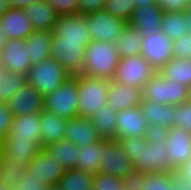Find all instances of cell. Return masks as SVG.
Wrapping results in <instances>:
<instances>
[{"mask_svg":"<svg viewBox=\"0 0 191 190\" xmlns=\"http://www.w3.org/2000/svg\"><path fill=\"white\" fill-rule=\"evenodd\" d=\"M120 59L115 43L91 41L85 49L82 74L112 80Z\"/></svg>","mask_w":191,"mask_h":190,"instance_id":"1","label":"cell"},{"mask_svg":"<svg viewBox=\"0 0 191 190\" xmlns=\"http://www.w3.org/2000/svg\"><path fill=\"white\" fill-rule=\"evenodd\" d=\"M78 80L79 116L91 119L106 106L107 94L111 80L87 76L74 75Z\"/></svg>","mask_w":191,"mask_h":190,"instance_id":"2","label":"cell"},{"mask_svg":"<svg viewBox=\"0 0 191 190\" xmlns=\"http://www.w3.org/2000/svg\"><path fill=\"white\" fill-rule=\"evenodd\" d=\"M70 77L71 74L63 65L53 58H48L30 67L27 82L45 97L58 89Z\"/></svg>","mask_w":191,"mask_h":190,"instance_id":"3","label":"cell"},{"mask_svg":"<svg viewBox=\"0 0 191 190\" xmlns=\"http://www.w3.org/2000/svg\"><path fill=\"white\" fill-rule=\"evenodd\" d=\"M44 110L70 119L79 116L78 80L71 76L63 85L44 97Z\"/></svg>","mask_w":191,"mask_h":190,"instance_id":"4","label":"cell"},{"mask_svg":"<svg viewBox=\"0 0 191 190\" xmlns=\"http://www.w3.org/2000/svg\"><path fill=\"white\" fill-rule=\"evenodd\" d=\"M166 141H147L140 136L139 159L132 162L135 170L149 173L170 172L169 156L166 150Z\"/></svg>","mask_w":191,"mask_h":190,"instance_id":"5","label":"cell"},{"mask_svg":"<svg viewBox=\"0 0 191 190\" xmlns=\"http://www.w3.org/2000/svg\"><path fill=\"white\" fill-rule=\"evenodd\" d=\"M157 71L141 56L121 58L112 80L142 89Z\"/></svg>","mask_w":191,"mask_h":190,"instance_id":"6","label":"cell"},{"mask_svg":"<svg viewBox=\"0 0 191 190\" xmlns=\"http://www.w3.org/2000/svg\"><path fill=\"white\" fill-rule=\"evenodd\" d=\"M90 42L56 40L51 43V58L71 74V76L82 74L84 69V54Z\"/></svg>","mask_w":191,"mask_h":190,"instance_id":"7","label":"cell"},{"mask_svg":"<svg viewBox=\"0 0 191 190\" xmlns=\"http://www.w3.org/2000/svg\"><path fill=\"white\" fill-rule=\"evenodd\" d=\"M91 41L116 43L127 22L115 18L104 9L85 14Z\"/></svg>","mask_w":191,"mask_h":190,"instance_id":"8","label":"cell"},{"mask_svg":"<svg viewBox=\"0 0 191 190\" xmlns=\"http://www.w3.org/2000/svg\"><path fill=\"white\" fill-rule=\"evenodd\" d=\"M173 41L160 31L142 38L141 56L156 70L160 71L173 57Z\"/></svg>","mask_w":191,"mask_h":190,"instance_id":"9","label":"cell"},{"mask_svg":"<svg viewBox=\"0 0 191 190\" xmlns=\"http://www.w3.org/2000/svg\"><path fill=\"white\" fill-rule=\"evenodd\" d=\"M102 153V163L98 167V172L125 179L135 170L129 156L123 151L117 140H108L102 148Z\"/></svg>","mask_w":191,"mask_h":190,"instance_id":"10","label":"cell"},{"mask_svg":"<svg viewBox=\"0 0 191 190\" xmlns=\"http://www.w3.org/2000/svg\"><path fill=\"white\" fill-rule=\"evenodd\" d=\"M52 33L56 40L91 42L86 16L80 12L59 16Z\"/></svg>","mask_w":191,"mask_h":190,"instance_id":"11","label":"cell"},{"mask_svg":"<svg viewBox=\"0 0 191 190\" xmlns=\"http://www.w3.org/2000/svg\"><path fill=\"white\" fill-rule=\"evenodd\" d=\"M44 96L26 82L22 88L6 102L13 116H26L41 113L44 110Z\"/></svg>","mask_w":191,"mask_h":190,"instance_id":"12","label":"cell"},{"mask_svg":"<svg viewBox=\"0 0 191 190\" xmlns=\"http://www.w3.org/2000/svg\"><path fill=\"white\" fill-rule=\"evenodd\" d=\"M25 40L7 39L0 51V61L5 71L27 75L31 67Z\"/></svg>","mask_w":191,"mask_h":190,"instance_id":"13","label":"cell"},{"mask_svg":"<svg viewBox=\"0 0 191 190\" xmlns=\"http://www.w3.org/2000/svg\"><path fill=\"white\" fill-rule=\"evenodd\" d=\"M42 149L35 140H12L7 136L0 141L1 157L6 161L21 162L26 167Z\"/></svg>","mask_w":191,"mask_h":190,"instance_id":"14","label":"cell"},{"mask_svg":"<svg viewBox=\"0 0 191 190\" xmlns=\"http://www.w3.org/2000/svg\"><path fill=\"white\" fill-rule=\"evenodd\" d=\"M116 140L119 138L145 137L148 124L140 107L119 111L116 117Z\"/></svg>","mask_w":191,"mask_h":190,"instance_id":"15","label":"cell"},{"mask_svg":"<svg viewBox=\"0 0 191 190\" xmlns=\"http://www.w3.org/2000/svg\"><path fill=\"white\" fill-rule=\"evenodd\" d=\"M165 145L172 169L179 168L191 157V134L182 128H170Z\"/></svg>","mask_w":191,"mask_h":190,"instance_id":"16","label":"cell"},{"mask_svg":"<svg viewBox=\"0 0 191 190\" xmlns=\"http://www.w3.org/2000/svg\"><path fill=\"white\" fill-rule=\"evenodd\" d=\"M0 26L7 39L26 40L35 30L23 9L10 8L1 18Z\"/></svg>","mask_w":191,"mask_h":190,"instance_id":"17","label":"cell"},{"mask_svg":"<svg viewBox=\"0 0 191 190\" xmlns=\"http://www.w3.org/2000/svg\"><path fill=\"white\" fill-rule=\"evenodd\" d=\"M163 14L158 5L139 7L135 9L129 24L138 29L142 38H145L162 31Z\"/></svg>","mask_w":191,"mask_h":190,"instance_id":"18","label":"cell"},{"mask_svg":"<svg viewBox=\"0 0 191 190\" xmlns=\"http://www.w3.org/2000/svg\"><path fill=\"white\" fill-rule=\"evenodd\" d=\"M107 101V104L117 112L134 108L142 101V89L111 80Z\"/></svg>","mask_w":191,"mask_h":190,"instance_id":"19","label":"cell"},{"mask_svg":"<svg viewBox=\"0 0 191 190\" xmlns=\"http://www.w3.org/2000/svg\"><path fill=\"white\" fill-rule=\"evenodd\" d=\"M65 139L70 140L78 147H84L102 140L94 128L92 121L82 116L68 119Z\"/></svg>","mask_w":191,"mask_h":190,"instance_id":"20","label":"cell"},{"mask_svg":"<svg viewBox=\"0 0 191 190\" xmlns=\"http://www.w3.org/2000/svg\"><path fill=\"white\" fill-rule=\"evenodd\" d=\"M27 169L43 179L48 186L59 184L66 172V169L60 166L54 157H49L43 150L29 162Z\"/></svg>","mask_w":191,"mask_h":190,"instance_id":"21","label":"cell"},{"mask_svg":"<svg viewBox=\"0 0 191 190\" xmlns=\"http://www.w3.org/2000/svg\"><path fill=\"white\" fill-rule=\"evenodd\" d=\"M41 113L14 116L8 136L12 140H35L41 146Z\"/></svg>","mask_w":191,"mask_h":190,"instance_id":"22","label":"cell"},{"mask_svg":"<svg viewBox=\"0 0 191 190\" xmlns=\"http://www.w3.org/2000/svg\"><path fill=\"white\" fill-rule=\"evenodd\" d=\"M54 38L52 31L34 30L25 40L28 48V59L32 65L51 58V43Z\"/></svg>","mask_w":191,"mask_h":190,"instance_id":"23","label":"cell"},{"mask_svg":"<svg viewBox=\"0 0 191 190\" xmlns=\"http://www.w3.org/2000/svg\"><path fill=\"white\" fill-rule=\"evenodd\" d=\"M68 119L54 113L43 110L41 112V147L50 143L65 139V131Z\"/></svg>","mask_w":191,"mask_h":190,"instance_id":"24","label":"cell"},{"mask_svg":"<svg viewBox=\"0 0 191 190\" xmlns=\"http://www.w3.org/2000/svg\"><path fill=\"white\" fill-rule=\"evenodd\" d=\"M30 18L33 28L39 31H52L59 15L45 0L30 4L24 9Z\"/></svg>","mask_w":191,"mask_h":190,"instance_id":"25","label":"cell"},{"mask_svg":"<svg viewBox=\"0 0 191 190\" xmlns=\"http://www.w3.org/2000/svg\"><path fill=\"white\" fill-rule=\"evenodd\" d=\"M49 157L54 159L66 170L74 169L78 164L79 147L68 139L50 143L42 149Z\"/></svg>","mask_w":191,"mask_h":190,"instance_id":"26","label":"cell"},{"mask_svg":"<svg viewBox=\"0 0 191 190\" xmlns=\"http://www.w3.org/2000/svg\"><path fill=\"white\" fill-rule=\"evenodd\" d=\"M140 110L147 119L148 126L166 125L172 128L174 120V105L160 104L148 99H142Z\"/></svg>","mask_w":191,"mask_h":190,"instance_id":"27","label":"cell"},{"mask_svg":"<svg viewBox=\"0 0 191 190\" xmlns=\"http://www.w3.org/2000/svg\"><path fill=\"white\" fill-rule=\"evenodd\" d=\"M107 141V139H102L90 145L79 147V162L75 166V169L96 175L98 173V167L102 163V148Z\"/></svg>","mask_w":191,"mask_h":190,"instance_id":"28","label":"cell"},{"mask_svg":"<svg viewBox=\"0 0 191 190\" xmlns=\"http://www.w3.org/2000/svg\"><path fill=\"white\" fill-rule=\"evenodd\" d=\"M167 80L191 89V59L173 57L160 71Z\"/></svg>","mask_w":191,"mask_h":190,"instance_id":"29","label":"cell"},{"mask_svg":"<svg viewBox=\"0 0 191 190\" xmlns=\"http://www.w3.org/2000/svg\"><path fill=\"white\" fill-rule=\"evenodd\" d=\"M142 36L140 31L129 23L123 28L116 40L117 51L121 58L141 55Z\"/></svg>","mask_w":191,"mask_h":190,"instance_id":"30","label":"cell"},{"mask_svg":"<svg viewBox=\"0 0 191 190\" xmlns=\"http://www.w3.org/2000/svg\"><path fill=\"white\" fill-rule=\"evenodd\" d=\"M117 111L108 104L90 120L102 139L116 140Z\"/></svg>","mask_w":191,"mask_h":190,"instance_id":"31","label":"cell"},{"mask_svg":"<svg viewBox=\"0 0 191 190\" xmlns=\"http://www.w3.org/2000/svg\"><path fill=\"white\" fill-rule=\"evenodd\" d=\"M161 28L172 41L185 36L188 33L185 11L175 13L164 12Z\"/></svg>","mask_w":191,"mask_h":190,"instance_id":"32","label":"cell"},{"mask_svg":"<svg viewBox=\"0 0 191 190\" xmlns=\"http://www.w3.org/2000/svg\"><path fill=\"white\" fill-rule=\"evenodd\" d=\"M94 175L79 169H68L58 185L62 190H93Z\"/></svg>","mask_w":191,"mask_h":190,"instance_id":"33","label":"cell"},{"mask_svg":"<svg viewBox=\"0 0 191 190\" xmlns=\"http://www.w3.org/2000/svg\"><path fill=\"white\" fill-rule=\"evenodd\" d=\"M27 82V75L5 71L0 80V103H6Z\"/></svg>","mask_w":191,"mask_h":190,"instance_id":"34","label":"cell"},{"mask_svg":"<svg viewBox=\"0 0 191 190\" xmlns=\"http://www.w3.org/2000/svg\"><path fill=\"white\" fill-rule=\"evenodd\" d=\"M142 99L166 104V78L158 71L142 88Z\"/></svg>","mask_w":191,"mask_h":190,"instance_id":"35","label":"cell"},{"mask_svg":"<svg viewBox=\"0 0 191 190\" xmlns=\"http://www.w3.org/2000/svg\"><path fill=\"white\" fill-rule=\"evenodd\" d=\"M26 171L27 167L21 162L6 161L0 156V180H3L7 187L13 188L17 185Z\"/></svg>","mask_w":191,"mask_h":190,"instance_id":"36","label":"cell"},{"mask_svg":"<svg viewBox=\"0 0 191 190\" xmlns=\"http://www.w3.org/2000/svg\"><path fill=\"white\" fill-rule=\"evenodd\" d=\"M115 18L129 23L136 9L134 0H106L103 8Z\"/></svg>","mask_w":191,"mask_h":190,"instance_id":"37","label":"cell"},{"mask_svg":"<svg viewBox=\"0 0 191 190\" xmlns=\"http://www.w3.org/2000/svg\"><path fill=\"white\" fill-rule=\"evenodd\" d=\"M191 89L187 86L166 79V105H180L189 101Z\"/></svg>","mask_w":191,"mask_h":190,"instance_id":"38","label":"cell"},{"mask_svg":"<svg viewBox=\"0 0 191 190\" xmlns=\"http://www.w3.org/2000/svg\"><path fill=\"white\" fill-rule=\"evenodd\" d=\"M140 190H174L170 172L146 174Z\"/></svg>","mask_w":191,"mask_h":190,"instance_id":"39","label":"cell"},{"mask_svg":"<svg viewBox=\"0 0 191 190\" xmlns=\"http://www.w3.org/2000/svg\"><path fill=\"white\" fill-rule=\"evenodd\" d=\"M172 128H182L191 134V101L174 105Z\"/></svg>","mask_w":191,"mask_h":190,"instance_id":"40","label":"cell"},{"mask_svg":"<svg viewBox=\"0 0 191 190\" xmlns=\"http://www.w3.org/2000/svg\"><path fill=\"white\" fill-rule=\"evenodd\" d=\"M93 190H124L123 179L98 172L93 178Z\"/></svg>","mask_w":191,"mask_h":190,"instance_id":"41","label":"cell"},{"mask_svg":"<svg viewBox=\"0 0 191 190\" xmlns=\"http://www.w3.org/2000/svg\"><path fill=\"white\" fill-rule=\"evenodd\" d=\"M48 185L43 179L34 175L30 170L23 174L18 184L13 187L14 190H47Z\"/></svg>","mask_w":191,"mask_h":190,"instance_id":"42","label":"cell"},{"mask_svg":"<svg viewBox=\"0 0 191 190\" xmlns=\"http://www.w3.org/2000/svg\"><path fill=\"white\" fill-rule=\"evenodd\" d=\"M52 6L56 13L61 15H69L80 12L78 0H45Z\"/></svg>","mask_w":191,"mask_h":190,"instance_id":"43","label":"cell"},{"mask_svg":"<svg viewBox=\"0 0 191 190\" xmlns=\"http://www.w3.org/2000/svg\"><path fill=\"white\" fill-rule=\"evenodd\" d=\"M173 54L176 58L191 59V33L173 41Z\"/></svg>","mask_w":191,"mask_h":190,"instance_id":"44","label":"cell"},{"mask_svg":"<svg viewBox=\"0 0 191 190\" xmlns=\"http://www.w3.org/2000/svg\"><path fill=\"white\" fill-rule=\"evenodd\" d=\"M117 141L132 162L134 159H139L140 136H135L132 138H119Z\"/></svg>","mask_w":191,"mask_h":190,"instance_id":"45","label":"cell"},{"mask_svg":"<svg viewBox=\"0 0 191 190\" xmlns=\"http://www.w3.org/2000/svg\"><path fill=\"white\" fill-rule=\"evenodd\" d=\"M13 117L14 116L9 111L6 103H0V141L8 136Z\"/></svg>","mask_w":191,"mask_h":190,"instance_id":"46","label":"cell"},{"mask_svg":"<svg viewBox=\"0 0 191 190\" xmlns=\"http://www.w3.org/2000/svg\"><path fill=\"white\" fill-rule=\"evenodd\" d=\"M146 174L139 170H134L125 179H123L124 190H140L144 184Z\"/></svg>","mask_w":191,"mask_h":190,"instance_id":"47","label":"cell"},{"mask_svg":"<svg viewBox=\"0 0 191 190\" xmlns=\"http://www.w3.org/2000/svg\"><path fill=\"white\" fill-rule=\"evenodd\" d=\"M170 128L166 125L148 126L145 138L147 141H166Z\"/></svg>","mask_w":191,"mask_h":190,"instance_id":"48","label":"cell"},{"mask_svg":"<svg viewBox=\"0 0 191 190\" xmlns=\"http://www.w3.org/2000/svg\"><path fill=\"white\" fill-rule=\"evenodd\" d=\"M157 5L163 12H183L187 10L188 0H158Z\"/></svg>","mask_w":191,"mask_h":190,"instance_id":"49","label":"cell"},{"mask_svg":"<svg viewBox=\"0 0 191 190\" xmlns=\"http://www.w3.org/2000/svg\"><path fill=\"white\" fill-rule=\"evenodd\" d=\"M174 190H191V178L186 177L178 169L170 171Z\"/></svg>","mask_w":191,"mask_h":190,"instance_id":"50","label":"cell"},{"mask_svg":"<svg viewBox=\"0 0 191 190\" xmlns=\"http://www.w3.org/2000/svg\"><path fill=\"white\" fill-rule=\"evenodd\" d=\"M106 0H78L80 13L87 14L102 10Z\"/></svg>","mask_w":191,"mask_h":190,"instance_id":"51","label":"cell"},{"mask_svg":"<svg viewBox=\"0 0 191 190\" xmlns=\"http://www.w3.org/2000/svg\"><path fill=\"white\" fill-rule=\"evenodd\" d=\"M11 4V8L16 9H24L26 6L30 4L42 1V0H9Z\"/></svg>","mask_w":191,"mask_h":190,"instance_id":"52","label":"cell"},{"mask_svg":"<svg viewBox=\"0 0 191 190\" xmlns=\"http://www.w3.org/2000/svg\"><path fill=\"white\" fill-rule=\"evenodd\" d=\"M177 169L186 177L191 178V157Z\"/></svg>","mask_w":191,"mask_h":190,"instance_id":"53","label":"cell"},{"mask_svg":"<svg viewBox=\"0 0 191 190\" xmlns=\"http://www.w3.org/2000/svg\"><path fill=\"white\" fill-rule=\"evenodd\" d=\"M158 0H134V4L136 5V9L139 7H145L146 5H157Z\"/></svg>","mask_w":191,"mask_h":190,"instance_id":"54","label":"cell"},{"mask_svg":"<svg viewBox=\"0 0 191 190\" xmlns=\"http://www.w3.org/2000/svg\"><path fill=\"white\" fill-rule=\"evenodd\" d=\"M11 8L9 0H0V18Z\"/></svg>","mask_w":191,"mask_h":190,"instance_id":"55","label":"cell"},{"mask_svg":"<svg viewBox=\"0 0 191 190\" xmlns=\"http://www.w3.org/2000/svg\"><path fill=\"white\" fill-rule=\"evenodd\" d=\"M185 19L188 26V32L191 33V11L185 10Z\"/></svg>","mask_w":191,"mask_h":190,"instance_id":"56","label":"cell"},{"mask_svg":"<svg viewBox=\"0 0 191 190\" xmlns=\"http://www.w3.org/2000/svg\"><path fill=\"white\" fill-rule=\"evenodd\" d=\"M7 37L5 36L1 26H0V51L4 47Z\"/></svg>","mask_w":191,"mask_h":190,"instance_id":"57","label":"cell"},{"mask_svg":"<svg viewBox=\"0 0 191 190\" xmlns=\"http://www.w3.org/2000/svg\"><path fill=\"white\" fill-rule=\"evenodd\" d=\"M47 190H62V188L60 187V185L55 184V185H49Z\"/></svg>","mask_w":191,"mask_h":190,"instance_id":"58","label":"cell"},{"mask_svg":"<svg viewBox=\"0 0 191 190\" xmlns=\"http://www.w3.org/2000/svg\"><path fill=\"white\" fill-rule=\"evenodd\" d=\"M11 188L7 187L3 180H0V190H10Z\"/></svg>","mask_w":191,"mask_h":190,"instance_id":"59","label":"cell"},{"mask_svg":"<svg viewBox=\"0 0 191 190\" xmlns=\"http://www.w3.org/2000/svg\"><path fill=\"white\" fill-rule=\"evenodd\" d=\"M4 72H5V69H4L3 63L0 61V80L4 75Z\"/></svg>","mask_w":191,"mask_h":190,"instance_id":"60","label":"cell"},{"mask_svg":"<svg viewBox=\"0 0 191 190\" xmlns=\"http://www.w3.org/2000/svg\"><path fill=\"white\" fill-rule=\"evenodd\" d=\"M188 11H191V0H188V7H187Z\"/></svg>","mask_w":191,"mask_h":190,"instance_id":"61","label":"cell"}]
</instances>
